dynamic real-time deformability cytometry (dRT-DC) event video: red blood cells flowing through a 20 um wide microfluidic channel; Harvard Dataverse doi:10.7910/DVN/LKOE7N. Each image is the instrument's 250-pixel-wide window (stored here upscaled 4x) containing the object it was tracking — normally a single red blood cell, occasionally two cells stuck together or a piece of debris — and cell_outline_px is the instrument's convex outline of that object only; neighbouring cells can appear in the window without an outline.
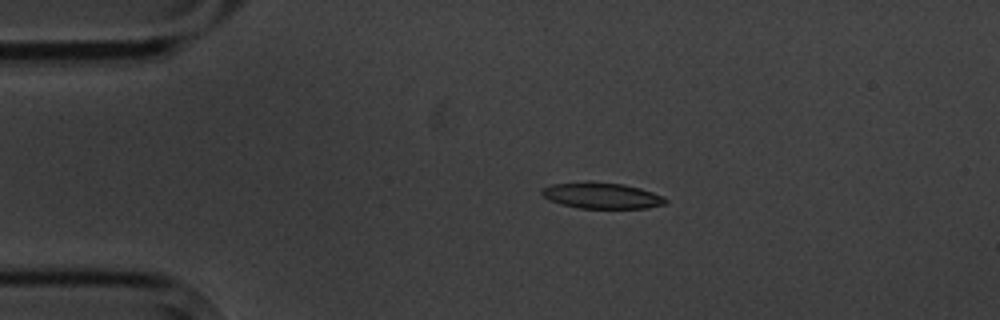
{"species": "common noctule bat (a hibernating species)", "species_latin": "Nyctalus noctula", "temperature_condition": "cold", "stored_images_in_passage": 15, "camera_frame_rate_fps": 3000, "um_per_image_px": 0.085, "animal": {"sex": "male", "body_mass_g": 20.1, "forearm_length_mm": 53.5}, "frame": {"image": 1, "passage_image": 4, "time_ms": 3.667, "image_size_px": [1000, 320], "cell_outline_px": [[668, 200], [664, 204], [648, 208], [580, 208], [560, 204], [548, 200], [540, 192], [544, 188], [552, 184], [588, 180], [624, 184], [640, 188], [664, 196]], "centroid_in_image_um": [51.14, 16.61], "position_along_channel_um": 33.9, "area_um2": 19.02}}
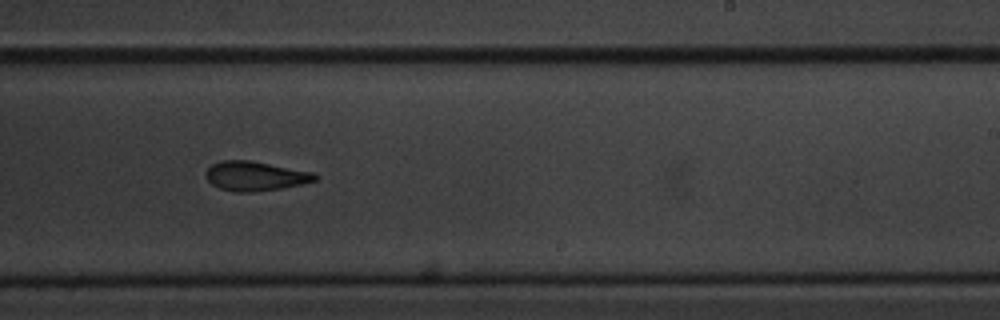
{"frame": {"image": 2, "passage_image": 10, "time_ms": 11.333, "image_size_px": [1000, 320], "cell_outline_px": [[316, 180], [300, 184], [280, 188], [252, 192], [236, 192], [220, 188], [212, 184], [208, 180], [208, 168], [212, 164], [220, 160], [248, 160], [312, 172], [316, 176]], "centroid_in_image_um": [21.67, 14.96], "position_along_channel_um": 267.3, "area_um2": 18.21}}
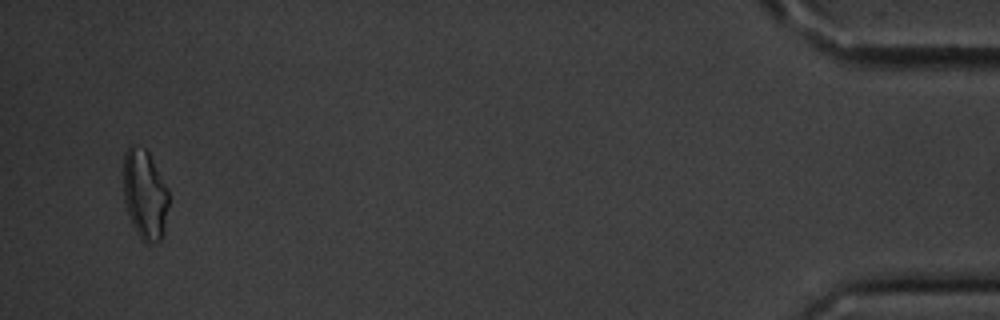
{"frame": {"image": 3, "passage_image": 15, "time_ms": 18.0, "image_size_px": [1000, 320], "cell_outline_px": [[168, 204], [164, 236], [160, 240], [148, 244], [140, 236], [132, 224], [128, 216], [124, 200], [124, 156], [128, 148], [132, 144], [144, 148], [148, 152], [168, 188]], "centroid_in_image_um": [12.32, 16.54], "position_along_channel_um": 422.9, "area_um2": 23.58}, "authors_computed_cell_mechanics": {"area_um2": 19.0162, "velocity_mm_per_s": 3.536, "shape_relaxation_time_tau1_ms": 3.0323, "shape_relaxation_time_tau2_ms": 3.4681, "deformation_change_tau1": 0.0981, "deformation_change_tau2": 0.1068}}